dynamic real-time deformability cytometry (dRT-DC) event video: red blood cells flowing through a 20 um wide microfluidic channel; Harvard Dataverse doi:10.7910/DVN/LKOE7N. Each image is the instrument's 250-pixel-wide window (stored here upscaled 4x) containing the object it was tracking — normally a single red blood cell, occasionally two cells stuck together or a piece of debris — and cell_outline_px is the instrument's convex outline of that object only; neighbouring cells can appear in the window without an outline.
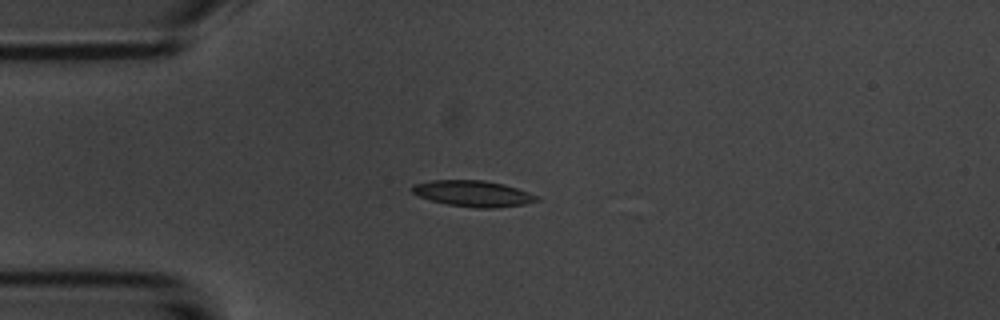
{"species": "common noctule bat (a hibernating species)", "species_latin": "Nyctalus noctula", "temperature_condition": "room temperature", "stored_images_in_passage": 5, "camera_frame_rate_fps": 3000, "um_per_image_px": 0.085, "animal": {"sex": "male", "body_mass_g": 20.1, "forearm_length_mm": 53.5}, "frame": {"image": 1, "passage_image": 3, "time_ms": 2.333, "image_size_px": [1000, 320], "cell_outline_px": [[540, 200], [524, 204], [496, 208], [476, 208], [448, 204], [432, 200], [420, 196], [412, 192], [412, 184], [432, 180], [484, 180], [504, 184], [540, 196]], "centroid_in_image_um": [40.24, 16.45], "position_along_channel_um": 44.8, "area_um2": 18.84}}
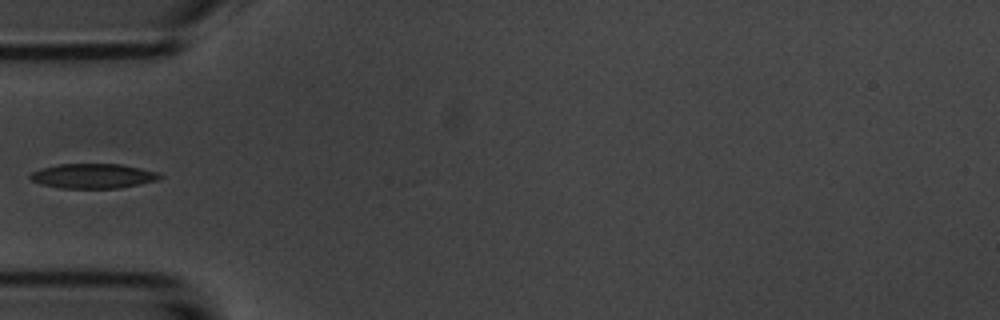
{"frame": {"image": 2, "passage_image": 4, "time_ms": 3.667, "image_size_px": [1000, 320], "cell_outline_px": [[164, 176], [156, 180], [116, 188], [60, 188], [40, 184], [32, 180], [28, 176], [32, 172], [40, 168], [60, 164], [120, 164], [140, 168], [156, 172]], "centroid_in_image_um": [7.85, 14.95], "position_along_channel_um": 77.1, "area_um2": 18.44}}